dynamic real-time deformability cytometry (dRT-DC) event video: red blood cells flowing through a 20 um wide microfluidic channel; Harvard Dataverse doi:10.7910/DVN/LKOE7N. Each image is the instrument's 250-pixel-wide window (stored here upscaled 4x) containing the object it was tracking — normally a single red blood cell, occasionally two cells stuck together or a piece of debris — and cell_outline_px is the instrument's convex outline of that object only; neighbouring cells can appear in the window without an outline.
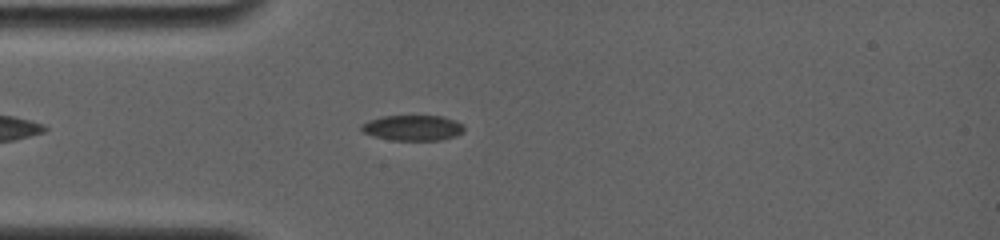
{"species": "common noctule bat (a hibernating species)", "species_latin": "Nyctalus noctula", "temperature_condition": "room temperature", "stored_images_in_passage": 5, "camera_frame_rate_fps": 4000, "um_per_image_px": 0.085, "animal": {"sex": "female", "body_mass_g": 19.0, "forearm_length_mm": 56.7}, "frame": {"image": 1, "passage_image": 2, "time_ms": 0.75, "image_size_px": [1000, 240], "cell_outline_px": [[464, 132], [456, 136], [440, 140], [392, 140], [376, 136], [364, 132], [360, 128], [360, 124], [368, 120], [384, 116], [440, 116], [456, 120], [464, 124]], "centroid_in_image_um": [35.12, 10.86], "position_along_channel_um": 49.9, "area_um2": 15.26}}
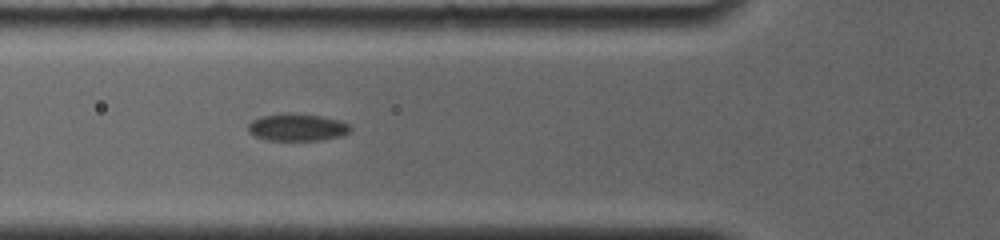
{"frame": {"image": 2, "passage_image": 4, "time_ms": 2.25, "image_size_px": [1000, 240], "cell_outline_px": [[352, 128], [348, 132], [340, 136], [320, 140], [268, 140], [256, 136], [248, 132], [248, 124], [252, 120], [260, 116], [320, 116], [340, 120], [348, 124]], "centroid_in_image_um": [25.27, 10.87], "position_along_channel_um": 100.5, "area_um2": 15.37}}
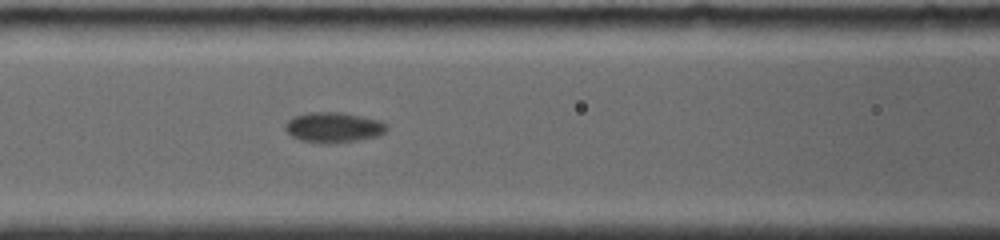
{"frame": {"image": 3, "passage_image": 5, "time_ms": 3.25, "image_size_px": [1000, 240], "cell_outline_px": [[388, 128], [384, 132], [376, 136], [360, 140], [328, 144], [320, 144], [300, 140], [292, 136], [284, 128], [288, 120], [296, 116], [308, 112], [340, 112], [360, 116], [376, 120], [384, 124]], "centroid_in_image_um": [28.3, 10.84], "position_along_channel_um": 138.3, "area_um2": 17.74}}